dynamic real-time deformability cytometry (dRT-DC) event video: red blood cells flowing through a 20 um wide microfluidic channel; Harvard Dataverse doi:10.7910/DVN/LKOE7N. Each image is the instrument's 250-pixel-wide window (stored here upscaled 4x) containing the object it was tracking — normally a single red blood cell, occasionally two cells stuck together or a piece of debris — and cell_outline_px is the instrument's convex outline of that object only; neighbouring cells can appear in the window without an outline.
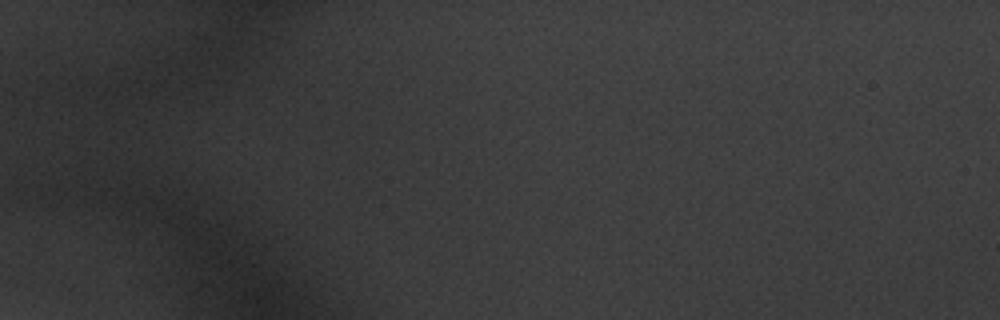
{"species": "common noctule bat (a hibernating species)", "species_latin": "Nyctalus noctula", "temperature_condition": "warm", "stored_images_in_passage": 2, "camera_frame_rate_fps": 3000, "um_per_image_px": 0.085, "animal": {"sex": "male", "body_mass_g": 20.1, "forearm_length_mm": 53.5}, "frame": {"image": 1, "passage_image": 1, "time_ms": 0.0, "image_size_px": [1000, 320], "cell_outline_px": [[224, 224], [208, 228], [148, 196], [144, 184], [160, 184], [192, 192], [216, 212], [224, 220]], "centroid_in_image_um": [15.72, 17.36], "position_along_channel_um": 69.3, "area_um2": 11.27}}